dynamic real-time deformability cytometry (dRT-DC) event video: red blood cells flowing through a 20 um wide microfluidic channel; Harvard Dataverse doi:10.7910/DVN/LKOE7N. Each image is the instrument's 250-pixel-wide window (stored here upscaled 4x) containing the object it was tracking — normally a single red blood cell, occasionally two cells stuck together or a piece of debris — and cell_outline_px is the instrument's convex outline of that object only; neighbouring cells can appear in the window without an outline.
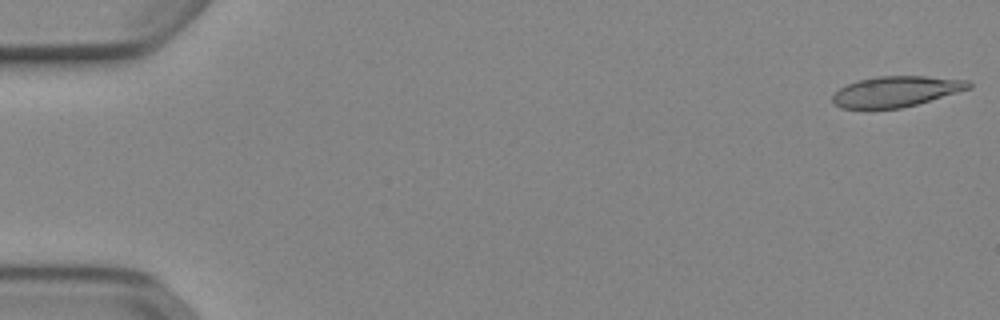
{"species": "Egyptian fruit bat (a non-hibernating species)", "species_latin": "Rousettus aegyptiacus", "temperature_condition": "cold", "stored_images_in_passage": 37, "camera_frame_rate_fps": 3000, "um_per_image_px": 0.085, "animal": {"sex": "female"}, "frame": {"image": 1, "passage_image": 1, "time_ms": 0.0, "image_size_px": [1000, 320], "cell_outline_px": [[972, 88], [916, 104], [900, 108], [840, 108], [832, 100], [832, 96], [840, 88], [848, 84], [860, 80], [880, 76], [928, 76], [968, 80], [972, 84]], "centroid_in_image_um": [76.2, 7.77], "position_along_channel_um": 8.8, "area_um2": 23.99}}
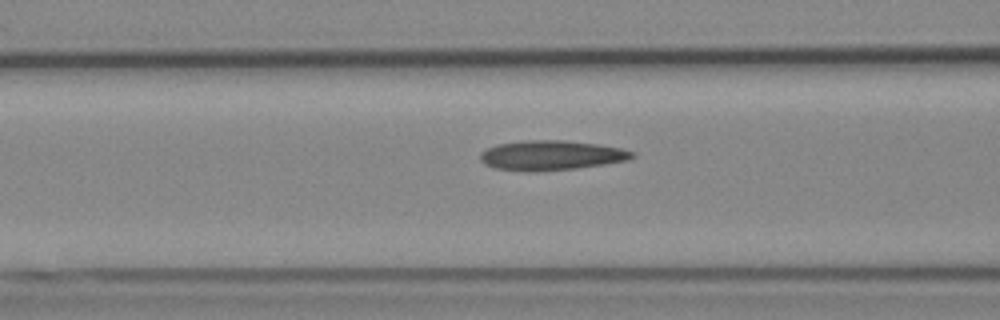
{"frame": {"image": 2, "passage_image": 21, "time_ms": 6.667, "image_size_px": [1000, 320], "cell_outline_px": [[636, 156], [628, 160], [604, 164], [576, 168], [536, 172], [520, 172], [496, 168], [484, 164], [480, 160], [480, 152], [496, 144], [524, 140], [564, 140], [600, 144], [620, 148], [636, 152]], "centroid_in_image_um": [46.84, 13.21], "position_along_channel_um": 119.8, "area_um2": 26.7}}
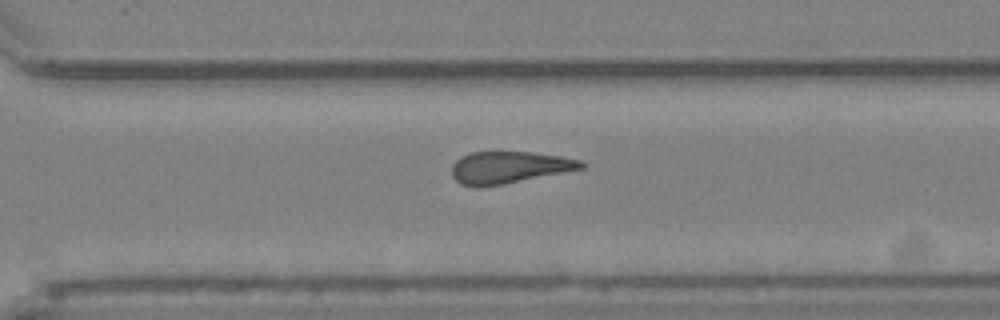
{"frame": {"image": 3, "passage_image": 37, "time_ms": 12.0, "image_size_px": [1000, 320], "cell_outline_px": [[588, 164], [584, 168], [564, 172], [500, 184], [460, 184], [452, 176], [452, 164], [460, 156], [472, 152], [532, 152], [560, 156], [580, 160]], "centroid_in_image_um": [43.3, 14.18], "position_along_channel_um": 327.3, "area_um2": 23.41}}